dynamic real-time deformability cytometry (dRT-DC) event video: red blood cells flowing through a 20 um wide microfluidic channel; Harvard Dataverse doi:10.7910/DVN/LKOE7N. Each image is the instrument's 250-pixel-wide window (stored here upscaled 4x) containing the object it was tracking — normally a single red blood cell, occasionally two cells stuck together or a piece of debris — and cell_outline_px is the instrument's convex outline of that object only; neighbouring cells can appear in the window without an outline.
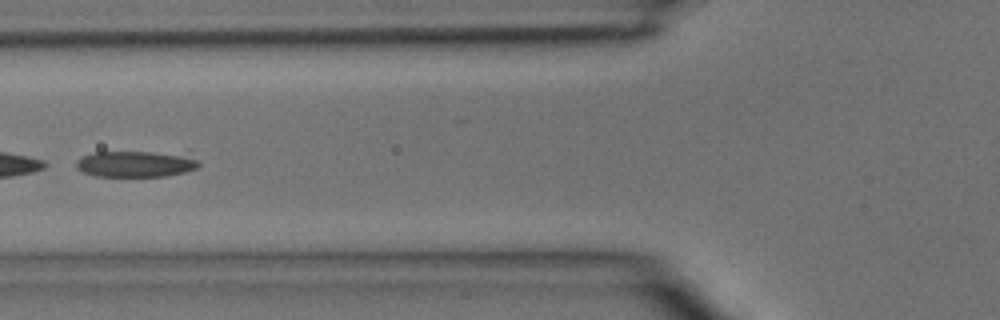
{"species": "common noctule bat (a hibernating species)", "species_latin": "Nyctalus noctula", "temperature_condition": "room temperature", "stored_images_in_passage": 5, "camera_frame_rate_fps": 3000, "um_per_image_px": 0.085, "animal": {"sex": "male", "body_mass_g": 15.6}, "frame": {"image": 1, "passage_image": 5, "time_ms": 1.333, "image_size_px": [1000, 320], "cell_outline_px": [[200, 164], [196, 168], [184, 172], [164, 176], [96, 176], [84, 172], [76, 168], [76, 160], [84, 156], [96, 152], [188, 148]], "centroid_in_image_um": [11.76, 13.84], "position_along_channel_um": 114.0, "area_um2": 20.35}}